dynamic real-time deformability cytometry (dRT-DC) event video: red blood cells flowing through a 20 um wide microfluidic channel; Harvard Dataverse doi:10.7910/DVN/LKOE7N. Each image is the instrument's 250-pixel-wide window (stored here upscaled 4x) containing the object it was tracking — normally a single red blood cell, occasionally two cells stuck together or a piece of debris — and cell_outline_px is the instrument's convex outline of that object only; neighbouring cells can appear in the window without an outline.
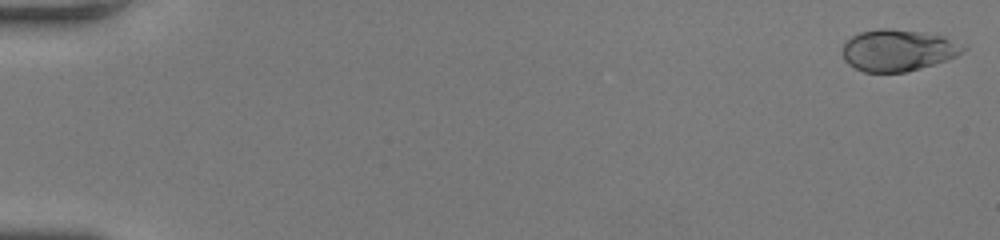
{"species": "human", "species_latin": "Homo sapiens", "temperature_condition": "room temperature", "stored_images_in_passage": 56, "camera_frame_rate_fps": 3000, "um_per_image_px": 0.085, "donor": {"sex": "female"}, "frame": {"image": 1, "passage_image": 1, "time_ms": 0.0, "image_size_px": [1000, 240], "cell_outline_px": [[968, 48], [964, 52], [948, 60], [920, 68], [904, 72], [864, 72], [848, 64], [844, 60], [840, 52], [844, 44], [852, 36], [860, 32], [880, 28], [888, 28], [924, 32], [944, 36], [968, 44]], "centroid_in_image_um": [76.38, 4.26], "position_along_channel_um": 8.6, "area_um2": 29.77}}
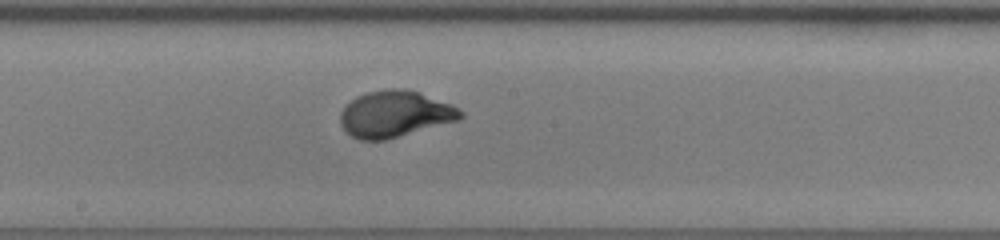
{"frame": {"image": 2, "passage_image": 32, "time_ms": 10.333, "image_size_px": [1000, 240], "cell_outline_px": [[464, 116], [460, 120], [384, 140], [360, 140], [352, 136], [340, 124], [340, 112], [356, 96], [368, 92], [388, 88], [404, 88], [420, 92], [452, 104], [464, 112]], "centroid_in_image_um": [33.6, 9.68], "position_along_channel_um": 214.6, "area_um2": 32.54}}
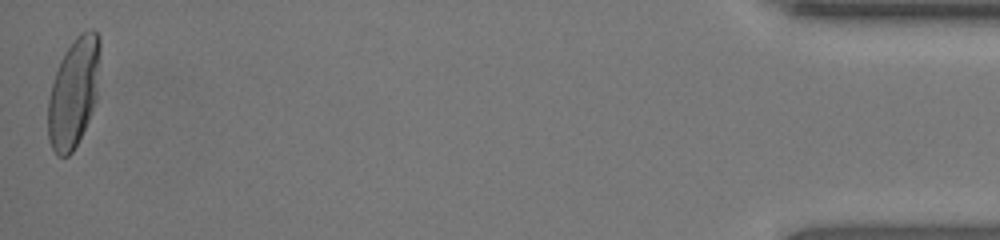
{"frame": {"image": 3, "passage_image": 56, "time_ms": 18.333, "image_size_px": [1000, 240], "cell_outline_px": [[100, 48], [96, 100], [88, 120], [72, 152], [68, 156], [56, 156], [48, 140], [48, 100], [52, 84], [60, 60], [64, 52], [72, 40], [80, 32], [92, 28], [100, 36]], "centroid_in_image_um": [6.25, 7.83], "position_along_channel_um": 428.9, "area_um2": 33.12}, "authors_computed_cell_mechanics": {"area_um2": 31.2698, "velocity_mm_per_s": 3.7489, "shape_relaxation_time_tau1_ms": 3.0994, "shape_relaxation_time_tau2_ms": null, "deformation_change_tau1": 0.2154, "deformation_change_tau2": null}}